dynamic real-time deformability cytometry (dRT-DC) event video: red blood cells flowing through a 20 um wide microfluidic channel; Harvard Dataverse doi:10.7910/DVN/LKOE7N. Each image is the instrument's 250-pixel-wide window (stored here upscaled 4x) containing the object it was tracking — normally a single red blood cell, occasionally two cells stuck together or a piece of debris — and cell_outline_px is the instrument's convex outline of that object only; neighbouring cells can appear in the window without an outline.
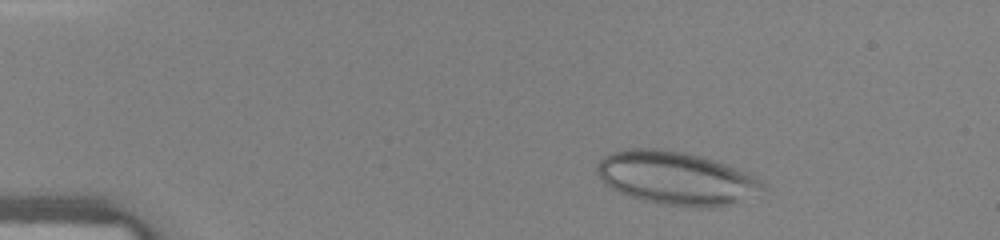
{"species": "human", "species_latin": "Homo sapiens", "temperature_condition": "warm", "stored_images_in_passage": 33, "camera_frame_rate_fps": 3000, "um_per_image_px": 0.085, "donor": {"sex": "female"}, "frame": {"image": 1, "passage_image": 1, "time_ms": 0.0, "image_size_px": [1000, 240], "cell_outline_px": [[768, 188], [756, 196], [716, 208], [700, 208], [664, 204], [644, 200], [620, 192], [604, 184], [596, 172], [596, 168], [600, 160], [604, 156], [612, 152], [628, 148], [660, 148], [684, 152], [716, 160], [748, 172], [768, 184]], "centroid_in_image_um": [57.55, 15.14], "position_along_channel_um": 27.5, "area_um2": 51.9}}
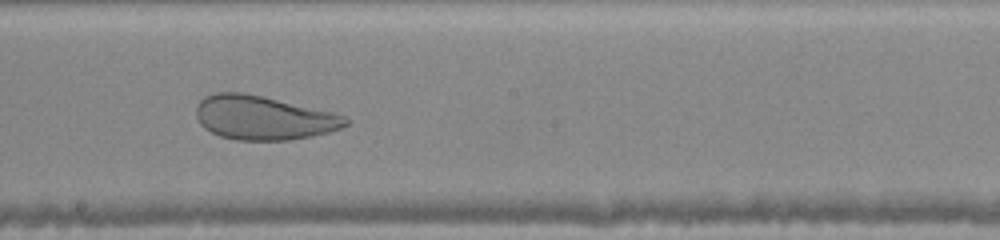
{"frame": {"image": 2, "passage_image": 19, "time_ms": 6.0, "image_size_px": [1000, 240], "cell_outline_px": [[348, 124], [332, 132], [312, 136], [288, 140], [236, 140], [220, 136], [204, 128], [200, 124], [196, 116], [196, 108], [200, 100], [204, 96], [216, 92], [240, 92], [260, 96], [332, 112], [344, 116], [348, 120]], "centroid_in_image_um": [22.36, 10.02], "position_along_channel_um": 225.8, "area_um2": 38.09}}
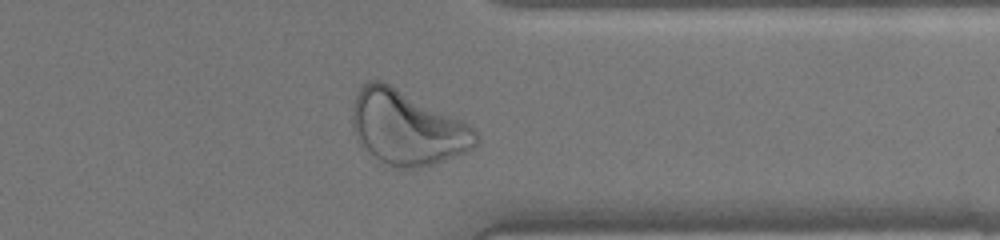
{"frame": {"image": 3, "passage_image": 29, "time_ms": 9.333, "image_size_px": [1000, 240], "cell_outline_px": [[480, 140], [472, 148], [464, 152], [432, 164], [420, 168], [396, 168], [380, 160], [364, 148], [352, 128], [352, 108], [356, 96], [360, 88], [368, 80], [380, 80], [468, 124], [480, 136]], "centroid_in_image_um": [34.58, 10.88], "position_along_channel_um": 376.8, "area_um2": 52.25}}